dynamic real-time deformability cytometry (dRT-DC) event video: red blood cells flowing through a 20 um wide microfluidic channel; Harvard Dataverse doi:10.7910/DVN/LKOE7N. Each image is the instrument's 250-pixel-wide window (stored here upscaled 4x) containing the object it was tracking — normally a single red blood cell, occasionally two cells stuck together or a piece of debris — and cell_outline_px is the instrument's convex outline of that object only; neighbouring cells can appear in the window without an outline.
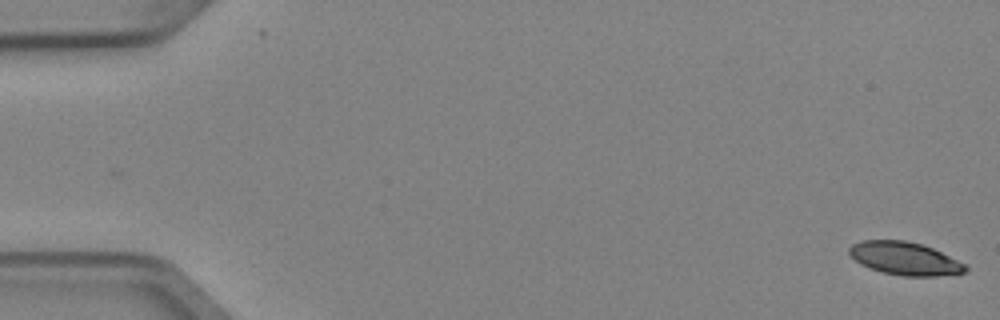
{"species": "Egyptian fruit bat (a non-hibernating species)", "species_latin": "Rousettus aegyptiacus", "temperature_condition": "cold", "stored_images_in_passage": 2, "camera_frame_rate_fps": 3000, "um_per_image_px": 0.085, "animal": {"sex": "female"}, "frame": {"image": 1, "passage_image": 2, "time_ms": 0.333, "image_size_px": [1000, 320], "cell_outline_px": [[968, 268], [964, 272], [936, 276], [904, 276], [884, 272], [860, 264], [848, 252], [848, 248], [852, 244], [860, 240], [904, 240], [920, 244], [932, 248], [964, 264]], "centroid_in_image_um": [76.86, 21.96], "position_along_channel_um": 8.1, "area_um2": 21.91}}